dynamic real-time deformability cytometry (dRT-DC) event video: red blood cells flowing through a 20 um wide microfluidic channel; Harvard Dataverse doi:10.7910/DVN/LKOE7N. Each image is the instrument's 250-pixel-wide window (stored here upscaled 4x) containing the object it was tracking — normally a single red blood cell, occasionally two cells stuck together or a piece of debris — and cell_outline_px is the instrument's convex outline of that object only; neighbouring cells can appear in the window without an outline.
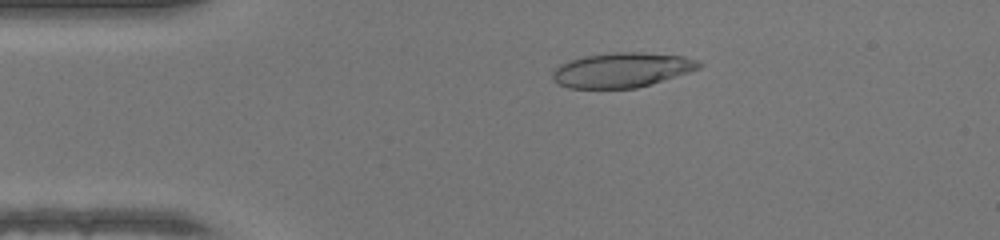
{"species": "human", "species_latin": "Homo sapiens", "temperature_condition": "warm", "stored_images_in_passage": 47, "camera_frame_rate_fps": 3000, "um_per_image_px": 0.085, "donor": {"sex": "female"}, "frame": {"image": 1, "passage_image": 9, "time_ms": 2.667, "image_size_px": [1000, 240], "cell_outline_px": [[704, 64], [700, 68], [688, 72], [636, 88], [568, 88], [556, 84], [552, 80], [552, 72], [560, 64], [584, 56], [612, 52], [640, 52], [684, 56], [696, 60]], "centroid_in_image_um": [52.82, 5.95], "position_along_channel_um": 32.2, "area_um2": 29.54}}
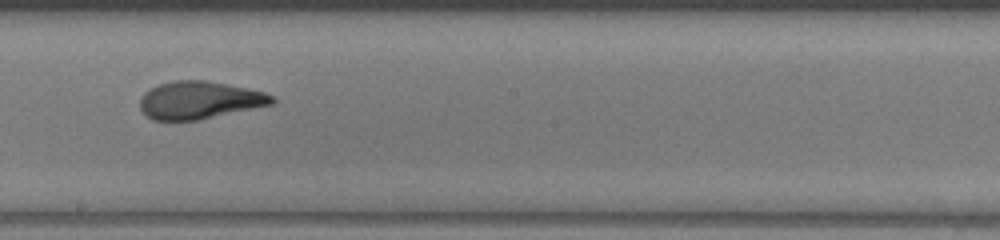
{"frame": {"image": 2, "passage_image": 26, "time_ms": 8.333, "image_size_px": [1000, 240], "cell_outline_px": [[276, 100], [272, 104], [200, 120], [152, 120], [140, 108], [140, 96], [148, 88], [172, 80], [204, 80], [264, 92], [276, 96]], "centroid_in_image_um": [16.93, 8.51], "position_along_channel_um": 231.3, "area_um2": 28.9}}
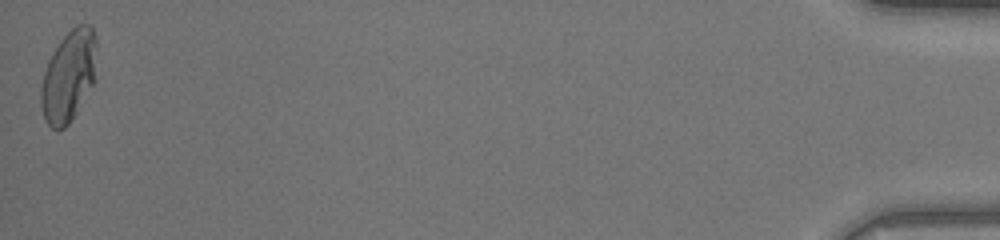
{"frame": {"image": 3, "passage_image": 47, "time_ms": 15.333, "image_size_px": [1000, 240], "cell_outline_px": [[96, 80], [76, 112], [68, 124], [64, 128], [52, 128], [44, 120], [40, 104], [40, 88], [44, 72], [48, 60], [60, 40], [76, 24], [88, 24], [92, 28], [96, 36]], "centroid_in_image_um": [5.84, 6.45], "position_along_channel_um": 429.4, "area_um2": 29.82}, "authors_computed_cell_mechanics": {"area_um2": 29.3046, "velocity_mm_per_s": 4.3268, "shape_relaxation_time_tau1_ms": 5.2822, "shape_relaxation_time_tau2_ms": 0.9413, "deformation_change_tau1": 0.285, "deformation_change_tau2": 0.0834}}